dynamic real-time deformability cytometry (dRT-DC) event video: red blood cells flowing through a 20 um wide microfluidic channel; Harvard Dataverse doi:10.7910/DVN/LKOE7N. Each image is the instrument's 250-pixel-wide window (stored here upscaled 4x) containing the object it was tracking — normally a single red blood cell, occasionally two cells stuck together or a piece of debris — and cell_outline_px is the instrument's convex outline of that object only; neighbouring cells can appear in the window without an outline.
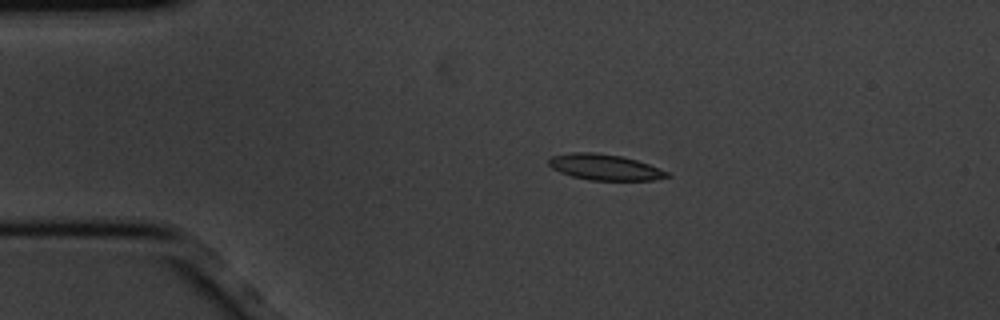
{"species": "common noctule bat (a hibernating species)", "species_latin": "Nyctalus noctula", "temperature_condition": "cold", "stored_images_in_passage": 5, "camera_frame_rate_fps": 3000, "um_per_image_px": 0.085, "animal": {"sex": "male", "body_mass_g": 20.1, "forearm_length_mm": 53.5}, "frame": {"image": 1, "passage_image": 3, "time_ms": 0.667, "image_size_px": [1000, 320], "cell_outline_px": [[672, 176], [652, 180], [592, 180], [572, 176], [560, 172], [552, 168], [548, 164], [548, 160], [552, 156], [572, 152], [592, 152], [620, 156], [636, 160], [660, 168], [668, 172]], "centroid_in_image_um": [51.41, 14.21], "position_along_channel_um": 33.6, "area_um2": 17.69}}
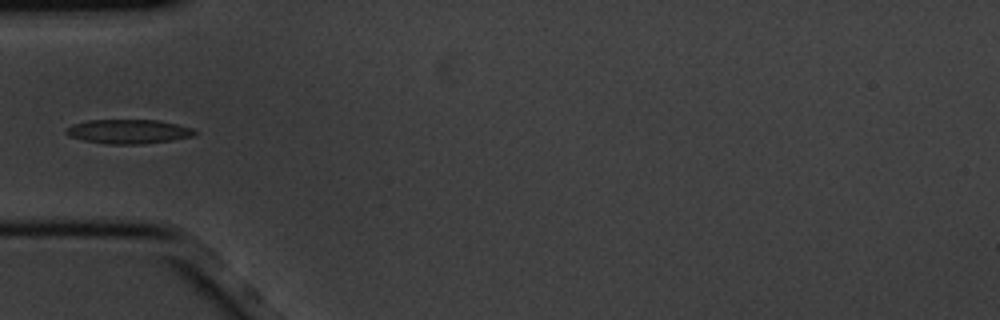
{"frame": {"image": 2, "passage_image": 5, "time_ms": 1.333, "image_size_px": [1000, 320], "cell_outline_px": [[196, 132], [192, 136], [172, 140], [140, 144], [108, 144], [84, 140], [68, 136], [64, 132], [64, 128], [72, 124], [88, 120], [160, 120], [192, 128]], "centroid_in_image_um": [10.86, 11.17], "position_along_channel_um": 74.1, "area_um2": 18.15}}